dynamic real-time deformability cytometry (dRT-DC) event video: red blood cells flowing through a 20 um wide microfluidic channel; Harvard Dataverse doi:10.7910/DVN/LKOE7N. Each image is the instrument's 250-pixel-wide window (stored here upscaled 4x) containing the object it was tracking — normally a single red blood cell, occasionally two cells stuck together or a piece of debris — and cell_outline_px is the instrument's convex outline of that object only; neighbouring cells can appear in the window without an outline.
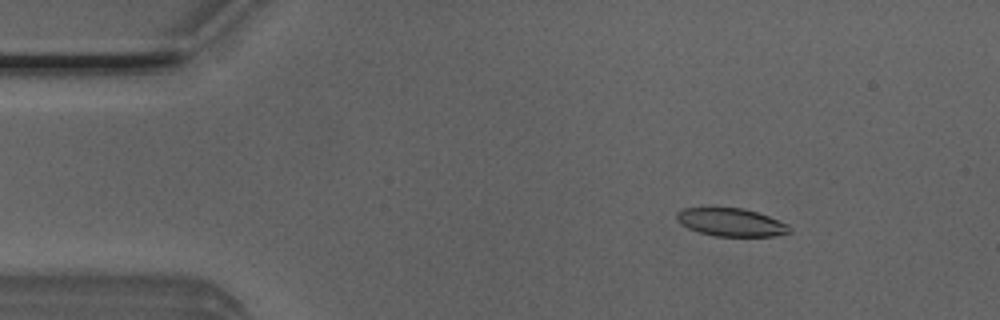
{"species": "Egyptian fruit bat (a non-hibernating species)", "species_latin": "Rousettus aegyptiacus", "temperature_condition": "room temperature", "stored_images_in_passage": 50, "camera_frame_rate_fps": 3000, "um_per_image_px": 0.085, "animal": {"sex": "male"}, "frame": {"image": 1, "passage_image": 6, "time_ms": 1.667, "image_size_px": [1000, 320], "cell_outline_px": [[792, 232], [776, 236], [716, 236], [700, 232], [688, 228], [680, 224], [676, 220], [676, 212], [684, 208], [744, 208], [768, 216], [788, 224], [792, 228]], "centroid_in_image_um": [62.15, 18.9], "position_along_channel_um": 22.8, "area_um2": 18.44}}
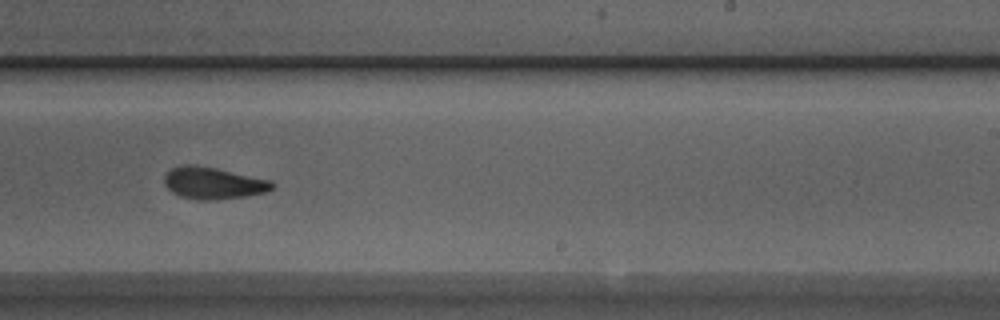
{"frame": {"image": 2, "passage_image": 30, "time_ms": 9.667, "image_size_px": [1000, 320], "cell_outline_px": [[276, 184], [268, 192], [244, 196], [212, 200], [200, 200], [180, 196], [172, 192], [164, 184], [164, 176], [172, 168], [180, 164], [192, 164], [216, 168], [272, 180]], "centroid_in_image_um": [18.13, 15.55], "position_along_channel_um": 270.9, "area_um2": 20.11}}
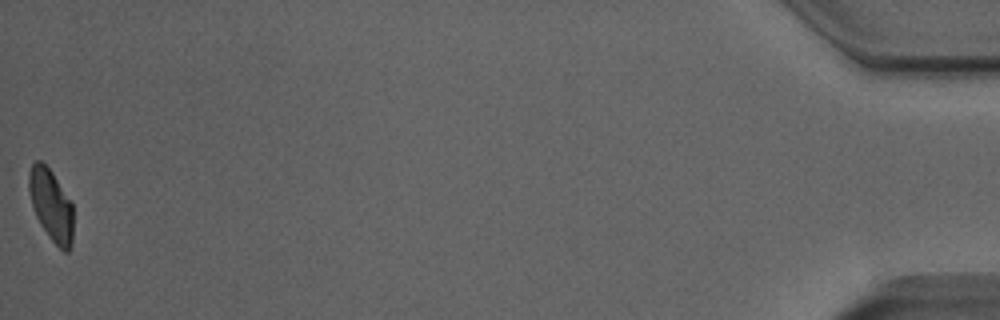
{"frame": {"image": 3, "passage_image": 50, "time_ms": 16.333, "image_size_px": [1000, 320], "cell_outline_px": [[72, 244], [68, 252], [64, 252], [48, 236], [40, 224], [36, 216], [32, 204], [28, 188], [28, 172], [32, 164], [36, 160], [40, 160], [52, 172], [72, 204]], "centroid_in_image_um": [4.33, 17.44], "position_along_channel_um": 430.9, "area_um2": 18.32}, "authors_computed_cell_mechanics": {"area_um2": 19.8543, "velocity_mm_per_s": 3.991, "shape_relaxation_time_tau1_ms": 4.8279, "shape_relaxation_time_tau2_ms": 3.4811, "deformation_change_tau1": 0.1315, "deformation_change_tau2": 0.1051}}